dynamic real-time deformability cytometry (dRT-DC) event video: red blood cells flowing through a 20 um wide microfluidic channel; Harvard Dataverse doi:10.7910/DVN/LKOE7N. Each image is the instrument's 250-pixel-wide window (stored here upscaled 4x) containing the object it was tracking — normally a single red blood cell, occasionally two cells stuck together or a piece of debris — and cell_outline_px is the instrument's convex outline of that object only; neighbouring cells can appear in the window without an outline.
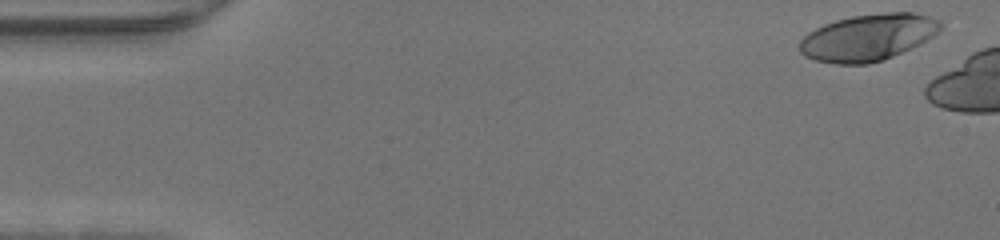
{"species": "human", "species_latin": "Homo sapiens", "temperature_condition": "warm", "stored_images_in_passage": 38, "camera_frame_rate_fps": 3000, "um_per_image_px": 0.085, "donor": {"sex": "male"}, "frame": {"image": 1, "passage_image": 1, "time_ms": 0.0, "image_size_px": [1000, 240], "cell_outline_px": [[944, 24], [932, 36], [920, 44], [884, 60], [868, 64], [836, 64], [816, 60], [804, 56], [800, 52], [800, 40], [808, 32], [824, 24], [836, 20], [852, 16], [884, 12], [912, 12], [928, 16], [940, 20]], "centroid_in_image_um": [73.78, 3.18], "position_along_channel_um": 11.2, "area_um2": 38.32}}
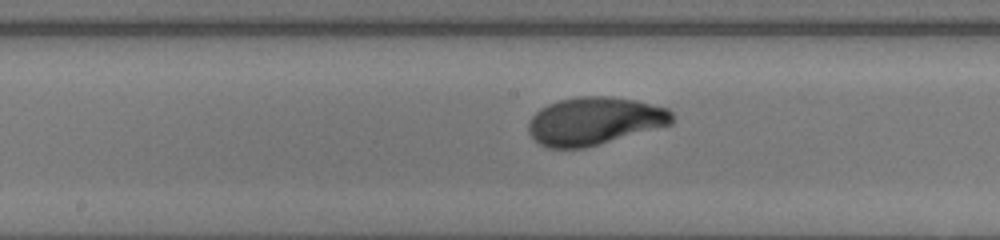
{"frame": {"image": 2, "passage_image": 23, "time_ms": 7.333, "image_size_px": [1000, 240], "cell_outline_px": [[672, 124], [584, 148], [548, 148], [540, 144], [528, 132], [528, 124], [532, 116], [540, 108], [548, 104], [560, 100], [580, 96], [608, 96], [636, 100], [668, 108], [672, 112]], "centroid_in_image_um": [50.52, 10.28], "position_along_channel_um": 197.7, "area_um2": 39.82}}
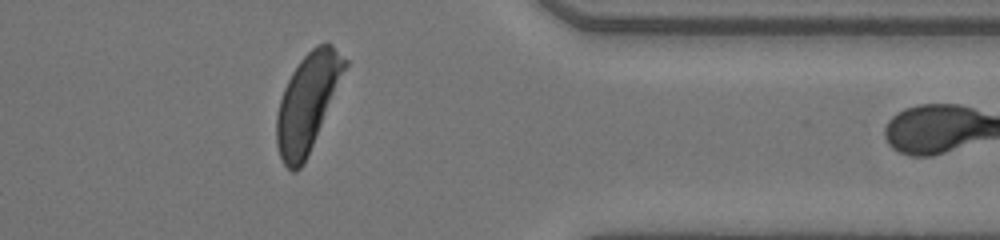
{"frame": {"image": 3, "passage_image": 37, "time_ms": 12.0, "image_size_px": [1000, 240], "cell_outline_px": [[348, 64], [304, 164], [296, 172], [292, 172], [284, 164], [280, 156], [276, 144], [276, 116], [280, 100], [284, 88], [292, 72], [300, 60], [316, 44], [332, 44], [348, 60]], "centroid_in_image_um": [26.12, 8.71], "position_along_channel_um": 385.3, "area_um2": 38.21}}